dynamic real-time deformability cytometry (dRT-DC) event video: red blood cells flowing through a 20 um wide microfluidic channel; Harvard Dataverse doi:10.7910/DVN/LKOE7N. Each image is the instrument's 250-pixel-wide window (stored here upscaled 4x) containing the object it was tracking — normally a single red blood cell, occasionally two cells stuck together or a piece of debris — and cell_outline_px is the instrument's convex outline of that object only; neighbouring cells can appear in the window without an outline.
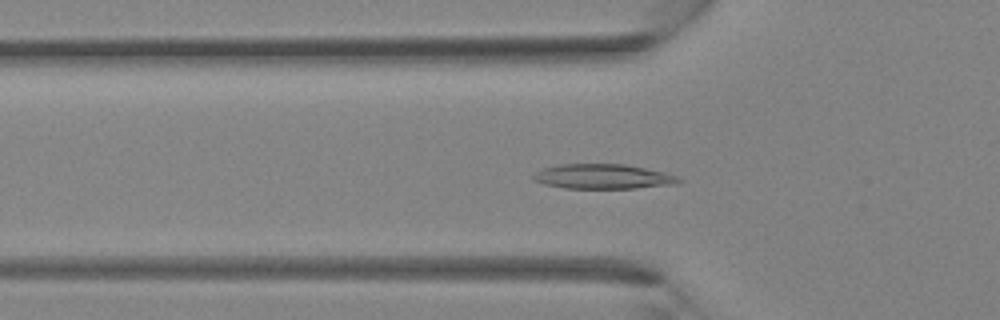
{"species": "Egyptian fruit bat (a non-hibernating species)", "species_latin": "Rousettus aegyptiacus", "temperature_condition": "room temperature", "stored_images_in_passage": 36, "camera_frame_rate_fps": 3000, "um_per_image_px": 0.085, "animal": {"sex": "female"}, "frame": {"image": 1, "passage_image": 11, "time_ms": 3.333, "image_size_px": [1000, 320], "cell_outline_px": [[684, 180], [676, 184], [636, 188], [564, 188], [544, 184], [532, 180], [532, 176], [536, 172], [544, 168], [560, 164], [624, 164], [664, 172], [676, 176]], "centroid_in_image_um": [51.25, 15.01], "position_along_channel_um": 74.6, "area_um2": 20.92}}
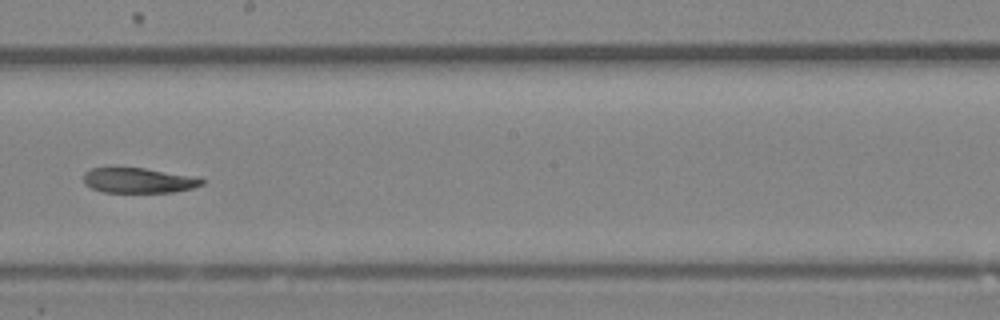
{"frame": {"image": 2, "passage_image": 20, "time_ms": 6.333, "image_size_px": [1000, 320], "cell_outline_px": [[204, 184], [192, 188], [172, 192], [104, 192], [92, 188], [84, 184], [84, 172], [92, 168], [112, 164], [144, 168], [200, 176], [204, 180]], "centroid_in_image_um": [11.75, 15.28], "position_along_channel_um": 236.4, "area_um2": 18.21}}
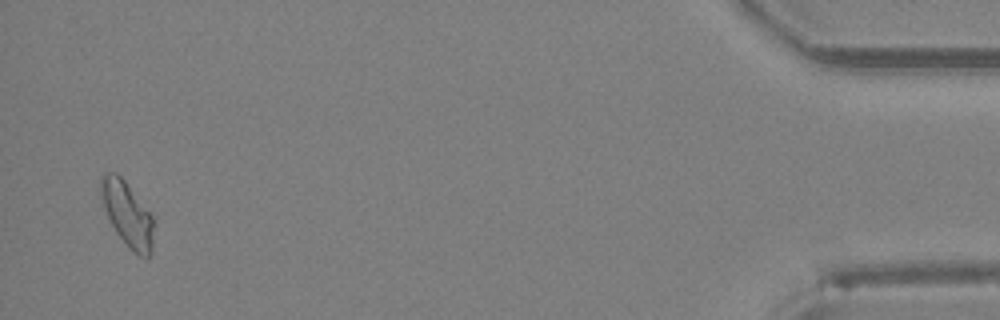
{"frame": {"image": 3, "passage_image": 35, "time_ms": 11.333, "image_size_px": [1000, 320], "cell_outline_px": [[156, 220], [152, 248], [148, 260], [140, 256], [128, 248], [116, 232], [104, 208], [100, 192], [100, 176], [104, 172], [116, 172], [124, 180]], "centroid_in_image_um": [10.85, 18.22], "position_along_channel_um": 424.3, "area_um2": 20.17}}